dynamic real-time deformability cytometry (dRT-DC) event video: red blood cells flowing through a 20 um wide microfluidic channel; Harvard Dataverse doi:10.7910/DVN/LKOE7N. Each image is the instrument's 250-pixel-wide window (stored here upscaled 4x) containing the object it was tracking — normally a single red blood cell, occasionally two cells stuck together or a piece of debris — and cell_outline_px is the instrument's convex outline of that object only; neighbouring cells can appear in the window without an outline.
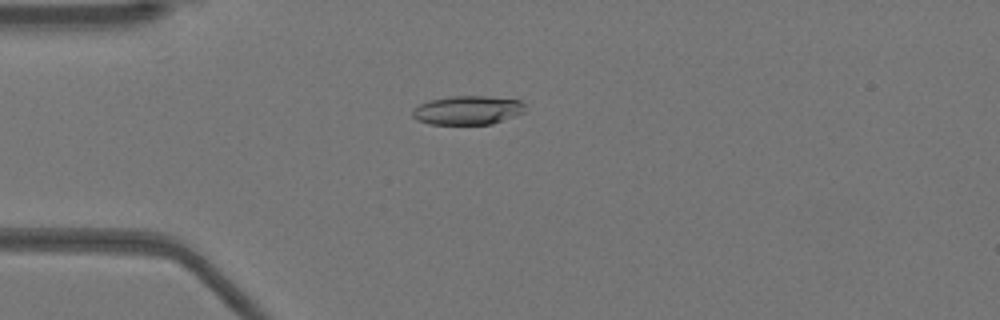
{"species": "Egyptian fruit bat (a non-hibernating species)", "species_latin": "Rousettus aegyptiacus", "temperature_condition": "warm", "stored_images_in_passage": 52, "camera_frame_rate_fps": 3000, "um_per_image_px": 0.085, "animal": {"sex": "female"}, "frame": {"image": 1, "passage_image": 14, "time_ms": 4.333, "image_size_px": [1000, 320], "cell_outline_px": [[524, 112], [492, 124], [428, 124], [416, 120], [412, 116], [412, 108], [428, 100], [452, 96], [484, 96], [520, 100], [524, 104]], "centroid_in_image_um": [39.7, 9.37], "position_along_channel_um": 45.3, "area_um2": 18.96}}
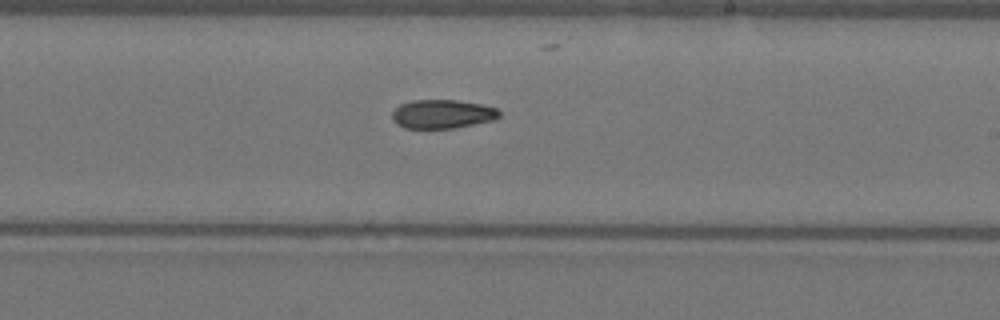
{"frame": {"image": 2, "passage_image": 31, "time_ms": 10.0, "image_size_px": [1000, 320], "cell_outline_px": [[500, 116], [496, 120], [456, 128], [404, 128], [396, 124], [392, 120], [392, 112], [400, 104], [412, 100], [456, 100], [480, 104], [496, 108], [500, 112]], "centroid_in_image_um": [37.6, 9.7], "position_along_channel_um": 251.4, "area_um2": 18.15}}
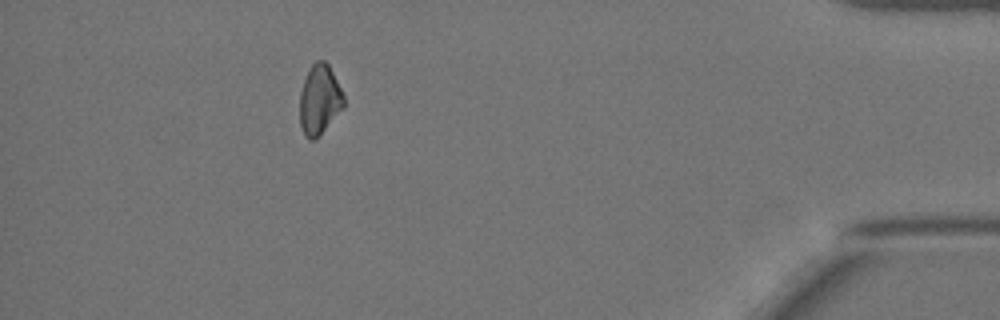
{"frame": {"image": 3, "passage_image": 47, "time_ms": 15.333, "image_size_px": [1000, 320], "cell_outline_px": [[344, 108], [316, 140], [308, 140], [304, 136], [300, 124], [300, 92], [304, 80], [312, 64], [316, 60], [324, 60], [328, 64], [344, 96]], "centroid_in_image_um": [27.15, 8.52], "position_along_channel_um": 408.0, "area_um2": 17.98}, "authors_computed_cell_mechanics": {"area_um2": 18.6983, "velocity_mm_per_s": 3.948, "shape_relaxation_time_tau1_ms": 5.771, "shape_relaxation_time_tau2_ms": null, "deformation_change_tau1": 0.1426, "deformation_change_tau2": null}}